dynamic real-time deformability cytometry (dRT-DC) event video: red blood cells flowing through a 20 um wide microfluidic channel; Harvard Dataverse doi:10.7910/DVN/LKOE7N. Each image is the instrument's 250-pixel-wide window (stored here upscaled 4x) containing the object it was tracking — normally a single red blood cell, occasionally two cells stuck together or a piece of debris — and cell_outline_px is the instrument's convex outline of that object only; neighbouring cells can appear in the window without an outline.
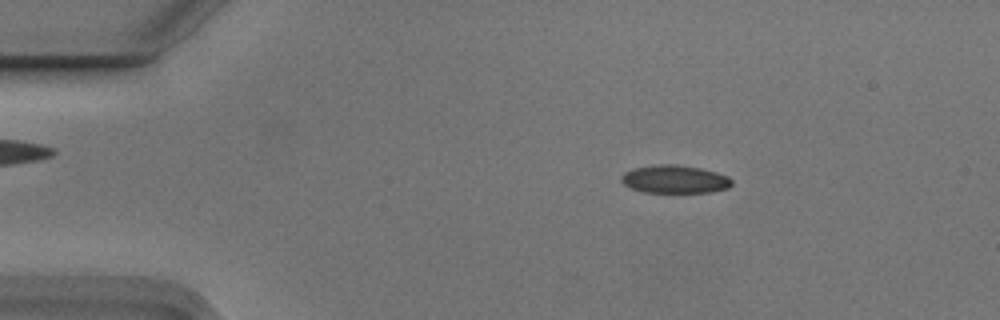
{"species": "Egyptian fruit bat (a non-hibernating species)", "species_latin": "Rousettus aegyptiacus", "temperature_condition": "cold", "stored_images_in_passage": 4, "camera_frame_rate_fps": 3000, "um_per_image_px": 0.085, "animal": {"sex": "male"}, "frame": {"image": 1, "passage_image": 2, "time_ms": 0.333, "image_size_px": [1000, 320], "cell_outline_px": [[732, 184], [728, 188], [712, 192], [644, 192], [632, 188], [624, 184], [620, 180], [620, 176], [624, 172], [632, 168], [656, 164], [680, 164], [700, 168], [716, 172], [728, 176], [732, 180]], "centroid_in_image_um": [57.34, 15.22], "position_along_channel_um": 27.7, "area_um2": 18.21}}
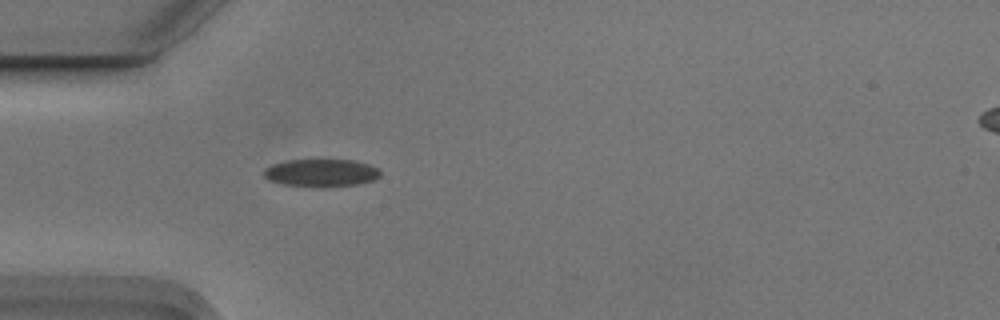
{"frame": {"image": 2, "passage_image": 4, "time_ms": 1.0, "image_size_px": [1000, 320], "cell_outline_px": [[380, 176], [372, 180], [356, 184], [320, 188], [284, 184], [268, 180], [264, 176], [264, 168], [272, 164], [288, 160], [356, 160], [368, 164], [376, 168], [380, 172]], "centroid_in_image_um": [27.27, 14.7], "position_along_channel_um": 57.7, "area_um2": 18.79}}